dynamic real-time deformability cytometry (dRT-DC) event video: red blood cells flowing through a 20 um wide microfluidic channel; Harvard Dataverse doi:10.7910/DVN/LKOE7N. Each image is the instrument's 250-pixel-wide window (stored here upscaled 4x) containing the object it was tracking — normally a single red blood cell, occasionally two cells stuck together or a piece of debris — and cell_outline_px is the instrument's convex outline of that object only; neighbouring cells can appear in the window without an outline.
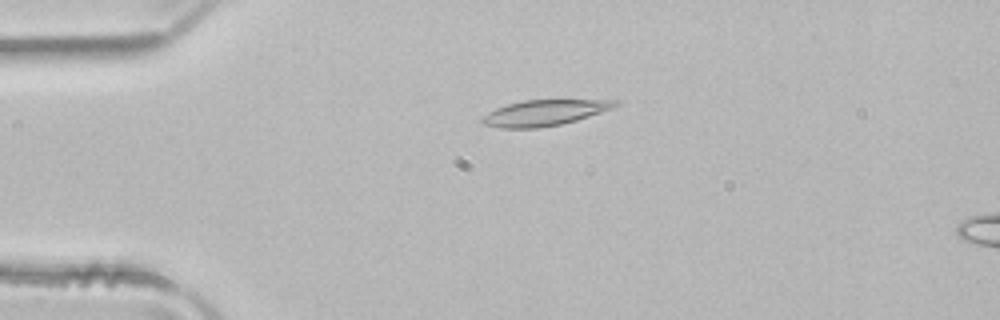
{"species": "common noctule bat (a hibernating species)", "species_latin": "Nyctalus noctula", "temperature_condition": "room temperature", "stored_images_in_passage": 16, "camera_frame_rate_fps": 3000, "um_per_image_px": 0.085, "animal": {"sex": "male", "body_mass_g": 21.5, "forearm_length_mm": 52.0}, "frame": {"image": 1, "passage_image": 12, "time_ms": 3.667, "image_size_px": [1000, 320], "cell_outline_px": [[620, 104], [612, 108], [576, 120], [560, 124], [536, 128], [500, 128], [484, 124], [480, 120], [488, 112], [496, 108], [508, 104], [524, 100], [620, 100]], "centroid_in_image_um": [46.26, 9.58], "position_along_channel_um": 38.7, "area_um2": 19.71}}